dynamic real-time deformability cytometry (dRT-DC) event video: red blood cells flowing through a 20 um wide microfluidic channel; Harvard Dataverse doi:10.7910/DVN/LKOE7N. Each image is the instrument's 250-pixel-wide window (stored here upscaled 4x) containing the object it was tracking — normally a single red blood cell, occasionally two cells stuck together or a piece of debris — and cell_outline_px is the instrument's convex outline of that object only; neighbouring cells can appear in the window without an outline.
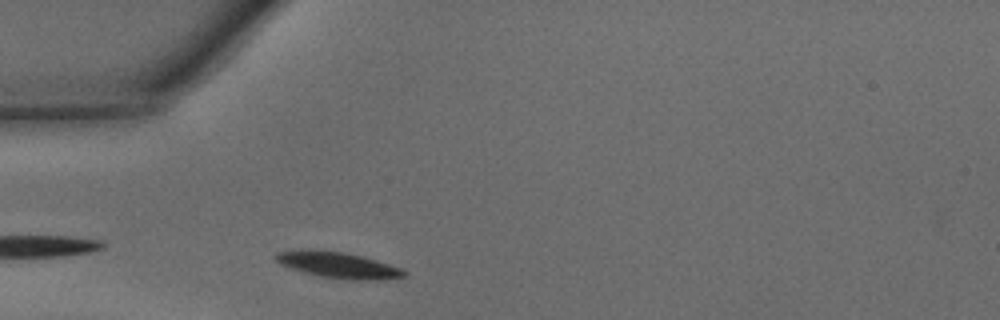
{"species": "common noctule bat (a hibernating species)", "species_latin": "Nyctalus noctula", "temperature_condition": "warm", "stored_images_in_passage": 5, "camera_frame_rate_fps": 3000, "um_per_image_px": 0.085, "animal": {"sex": "male", "body_mass_g": 15.6}, "frame": {"image": 1, "passage_image": 2, "time_ms": 0.333, "image_size_px": [1000, 320], "cell_outline_px": [[408, 272], [404, 276], [384, 280], [352, 280], [320, 276], [292, 268], [280, 264], [272, 256], [276, 252], [344, 252], [376, 260], [400, 268]], "centroid_in_image_um": [28.84, 22.58], "position_along_channel_um": 56.2, "area_um2": 18.5}}